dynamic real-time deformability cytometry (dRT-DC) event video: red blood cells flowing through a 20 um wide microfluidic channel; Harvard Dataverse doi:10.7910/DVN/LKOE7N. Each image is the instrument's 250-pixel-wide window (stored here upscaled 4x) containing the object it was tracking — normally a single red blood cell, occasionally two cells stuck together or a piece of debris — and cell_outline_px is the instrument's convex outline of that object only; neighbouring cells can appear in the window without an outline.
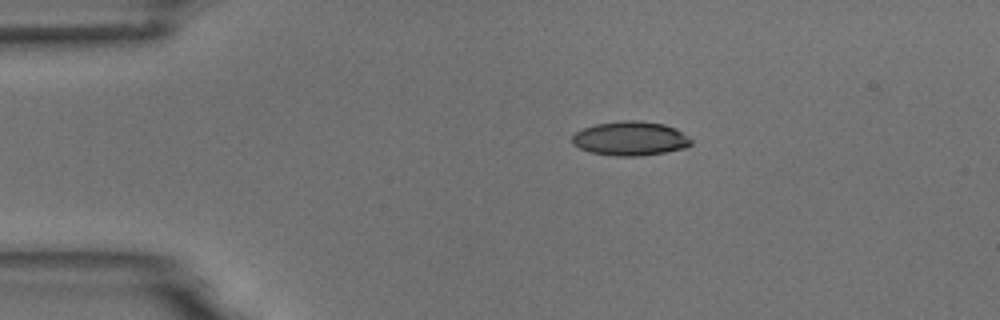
{"species": "common noctule bat (a hibernating species)", "species_latin": "Nyctalus noctula", "temperature_condition": "room temperature", "stored_images_in_passage": 6, "camera_frame_rate_fps": 3000, "um_per_image_px": 0.085, "animal": {"sex": "male", "body_mass_g": 18.8}, "frame": {"image": 1, "passage_image": 1, "time_ms": 0.0, "image_size_px": [1000, 320], "cell_outline_px": [[692, 144], [684, 148], [664, 152], [640, 156], [616, 156], [588, 152], [572, 144], [572, 136], [576, 132], [584, 128], [596, 124], [620, 120], [640, 120], [664, 124], [688, 136], [692, 140]], "centroid_in_image_um": [53.55, 11.77], "position_along_channel_um": 31.5, "area_um2": 23.64}}
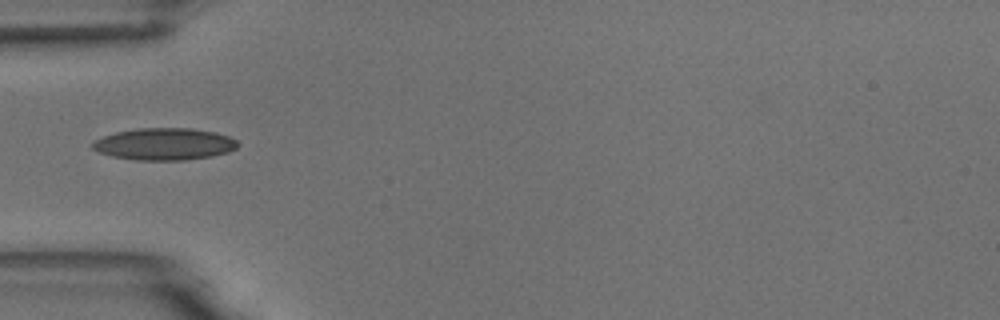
{"frame": {"image": 2, "passage_image": 3, "time_ms": 2.333, "image_size_px": [1000, 320], "cell_outline_px": [[240, 144], [236, 148], [228, 152], [212, 156], [184, 160], [136, 160], [112, 156], [100, 152], [92, 148], [92, 144], [96, 140], [104, 136], [116, 132], [136, 128], [192, 128], [216, 132], [228, 136], [236, 140]], "centroid_in_image_um": [14.0, 12.24], "position_along_channel_um": 71.0, "area_um2": 27.05}}